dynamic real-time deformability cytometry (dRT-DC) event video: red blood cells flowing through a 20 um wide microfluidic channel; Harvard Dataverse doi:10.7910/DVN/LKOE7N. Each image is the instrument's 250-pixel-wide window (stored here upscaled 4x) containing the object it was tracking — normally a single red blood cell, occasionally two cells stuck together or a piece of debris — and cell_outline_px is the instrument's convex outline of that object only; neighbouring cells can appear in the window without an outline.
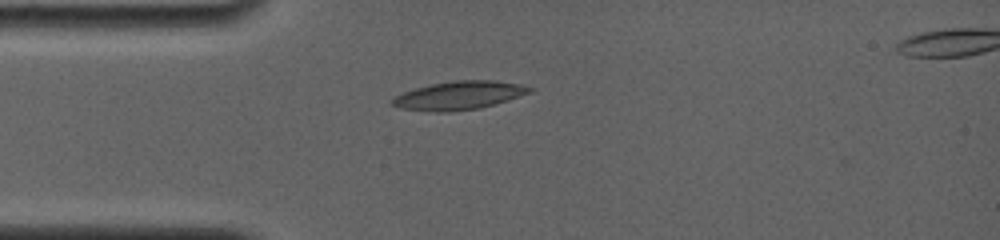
{"species": "common noctule bat (a hibernating species)", "species_latin": "Nyctalus noctula", "temperature_condition": "room temperature", "stored_images_in_passage": 51, "camera_frame_rate_fps": 4000, "um_per_image_px": 0.085, "animal": {"sex": "female", "body_mass_g": 19.0, "forearm_length_mm": 56.7}, "frame": {"image": 1, "passage_image": 1, "time_ms": 0.0, "image_size_px": [1000, 240], "cell_outline_px": [[536, 88], [532, 92], [492, 104], [476, 108], [452, 112], [436, 112], [400, 108], [388, 104], [388, 100], [392, 96], [416, 88], [432, 84], [452, 80], [496, 80], [520, 84]], "centroid_in_image_um": [38.95, 8.1], "position_along_channel_um": 46.0, "area_um2": 22.83}}
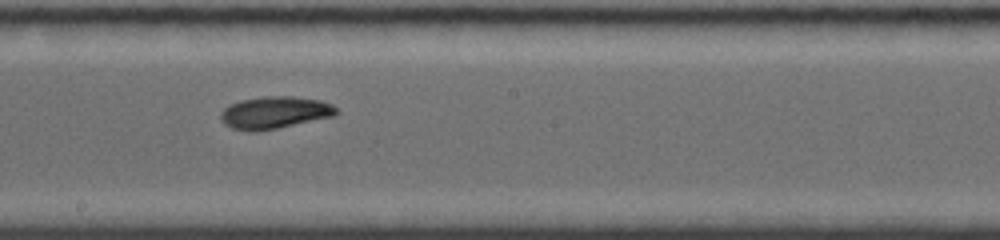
{"frame": {"image": 2, "passage_image": 33, "time_ms": 5.0, "image_size_px": [1000, 240], "cell_outline_px": [[340, 112], [336, 116], [256, 132], [252, 132], [232, 128], [224, 124], [220, 120], [220, 112], [224, 108], [240, 100], [264, 96], [292, 96], [320, 100], [332, 104]], "centroid_in_image_um": [23.35, 9.57], "position_along_channel_um": 224.8, "area_um2": 21.85}}
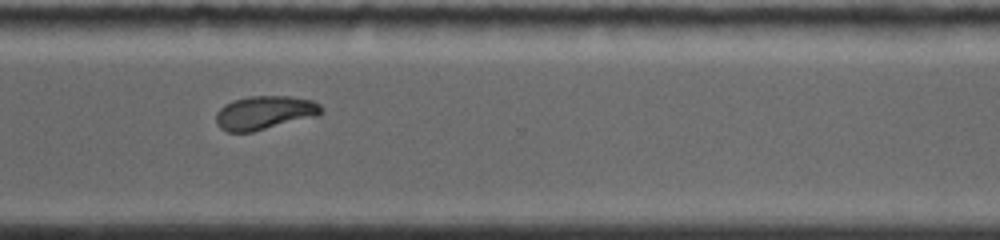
{"frame": {"image": 3, "passage_image": 50, "time_ms": 8.25, "image_size_px": [1000, 240], "cell_outline_px": [[324, 112], [320, 116], [252, 132], [228, 132], [220, 128], [216, 124], [216, 112], [224, 104], [232, 100], [248, 96], [288, 96], [312, 100], [320, 104], [324, 108]], "centroid_in_image_um": [22.52, 9.58], "position_along_channel_um": 348.1, "area_um2": 21.1}}